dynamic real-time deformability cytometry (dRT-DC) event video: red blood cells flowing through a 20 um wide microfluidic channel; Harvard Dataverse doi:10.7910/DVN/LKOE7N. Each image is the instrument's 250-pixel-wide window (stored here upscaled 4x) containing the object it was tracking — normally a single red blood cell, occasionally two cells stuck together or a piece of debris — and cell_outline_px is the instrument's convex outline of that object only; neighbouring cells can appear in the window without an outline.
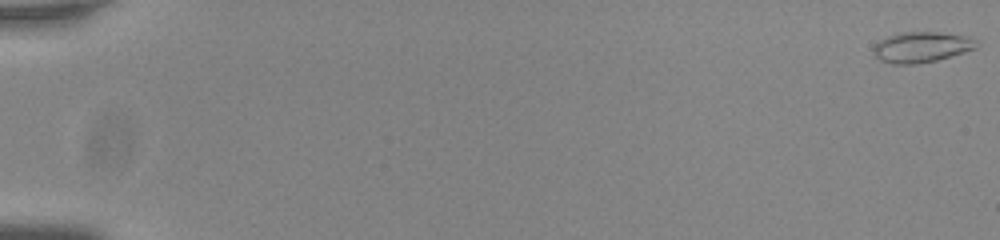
{"species": "common noctule bat (a hibernating species)", "species_latin": "Nyctalus noctula", "temperature_condition": "room temperature", "stored_images_in_passage": 56, "camera_frame_rate_fps": 3000, "um_per_image_px": 0.085, "animal": {"sex": "male", "body_mass_g": 20.0, "forearm_length_mm": 53.3}, "frame": {"image": 1, "passage_image": 1, "time_ms": 0.0, "image_size_px": [1000, 240], "cell_outline_px": [[980, 44], [976, 48], [964, 52], [936, 60], [916, 64], [892, 64], [880, 60], [872, 52], [872, 48], [880, 40], [896, 32], [940, 32], [968, 36], [976, 40]], "centroid_in_image_um": [78.32, 3.99], "position_along_channel_um": 6.7, "area_um2": 18.5}}
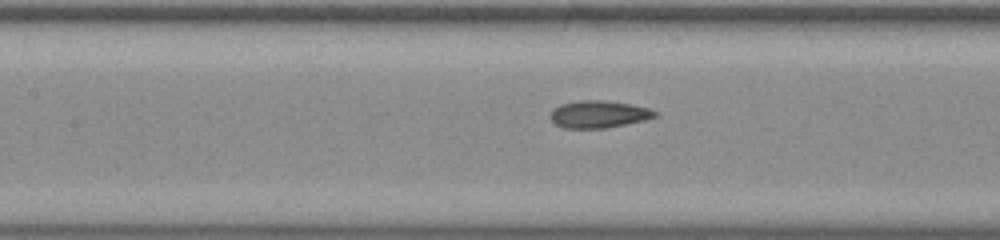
{"frame": {"image": 2, "passage_image": 28, "time_ms": 9.0, "image_size_px": [1000, 240], "cell_outline_px": [[656, 116], [644, 120], [604, 128], [564, 128], [556, 124], [548, 116], [552, 108], [560, 104], [580, 100], [604, 100], [632, 104], [648, 108], [656, 112]], "centroid_in_image_um": [50.83, 9.7], "position_along_channel_um": 156.6, "area_um2": 16.59}}
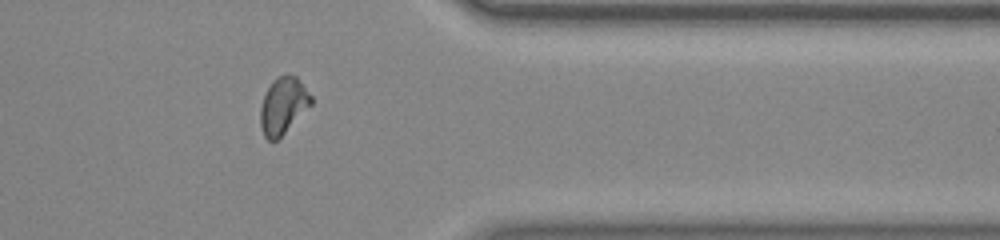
{"frame": {"image": 3, "passage_image": 47, "time_ms": 15.333, "image_size_px": [1000, 240], "cell_outline_px": [[312, 104], [276, 140], [268, 140], [264, 136], [260, 124], [260, 108], [264, 96], [272, 80], [276, 76], [288, 72], [296, 76], [312, 96]], "centroid_in_image_um": [24.06, 8.92], "position_along_channel_um": 387.3, "area_um2": 16.65}, "authors_computed_cell_mechanics": {"area_um2": 16.5308, "velocity_mm_per_s": 3.7983, "shape_relaxation_time_tau1_ms": 11.2559, "shape_relaxation_time_tau2_ms": 1.7253, "deformation_change_tau1": 0.2172, "deformation_change_tau2": 0.0797}}